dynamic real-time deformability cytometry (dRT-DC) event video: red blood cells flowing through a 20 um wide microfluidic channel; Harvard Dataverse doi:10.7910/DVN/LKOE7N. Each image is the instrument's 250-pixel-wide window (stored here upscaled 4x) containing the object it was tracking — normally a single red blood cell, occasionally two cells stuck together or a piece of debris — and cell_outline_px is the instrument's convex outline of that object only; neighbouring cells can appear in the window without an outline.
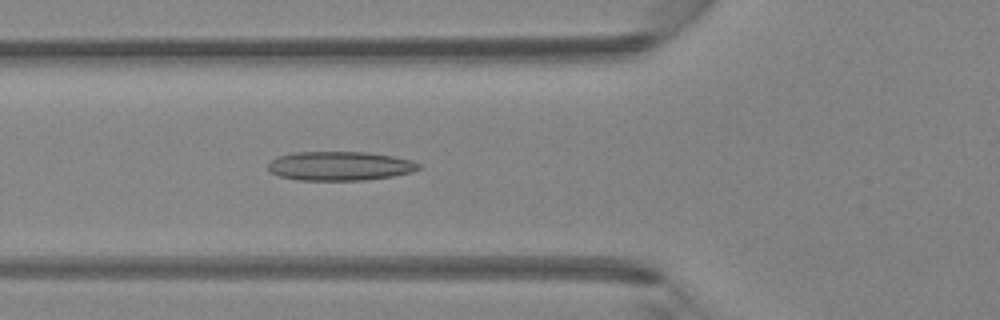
{"species": "Egyptian fruit bat (a non-hibernating species)", "species_latin": "Rousettus aegyptiacus", "temperature_condition": "room temperature", "stored_images_in_passage": 46, "camera_frame_rate_fps": 3000, "um_per_image_px": 0.085, "animal": {"sex": "female"}, "frame": {"image": 1, "passage_image": 16, "time_ms": 5.0, "image_size_px": [1000, 320], "cell_outline_px": [[420, 168], [412, 172], [392, 176], [364, 180], [296, 180], [280, 176], [272, 172], [268, 168], [268, 164], [272, 160], [280, 156], [292, 152], [368, 152], [392, 156], [412, 160], [420, 164]], "centroid_in_image_um": [28.9, 14.11], "position_along_channel_um": 96.9, "area_um2": 25.43}}
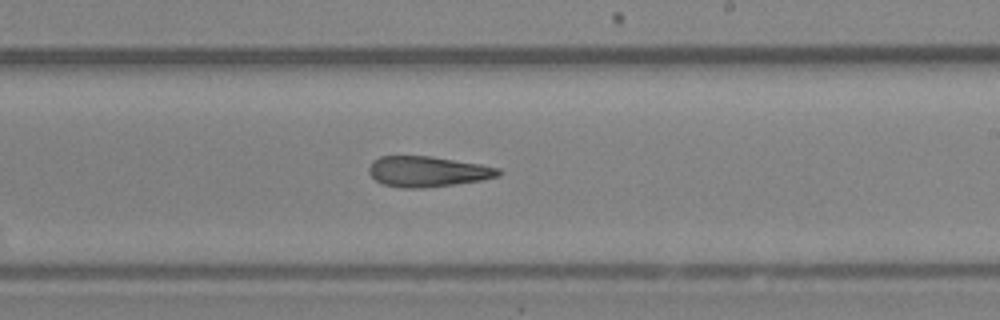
{"frame": {"image": 2, "passage_image": 27, "time_ms": 8.667, "image_size_px": [1000, 320], "cell_outline_px": [[504, 172], [500, 176], [480, 180], [424, 188], [400, 188], [384, 184], [376, 180], [368, 172], [368, 168], [372, 160], [380, 156], [432, 156], [480, 164], [500, 168]], "centroid_in_image_um": [36.35, 14.57], "position_along_channel_um": 252.7, "area_um2": 23.12}}
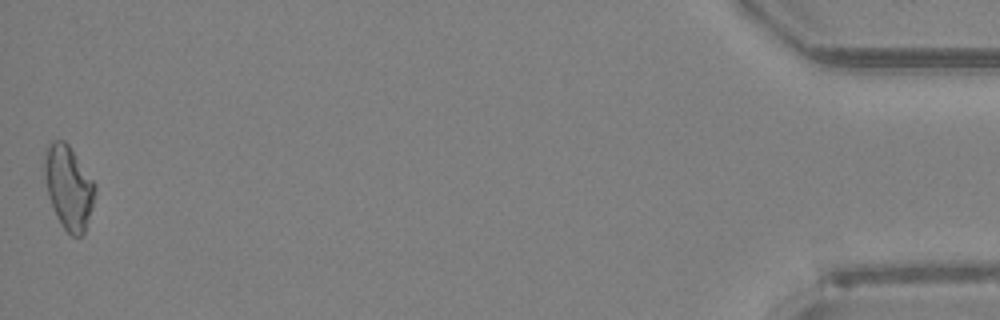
{"frame": {"image": 3, "passage_image": 46, "time_ms": 15.0, "image_size_px": [1000, 320], "cell_outline_px": [[96, 188], [92, 208], [84, 232], [80, 236], [72, 236], [64, 228], [56, 216], [48, 196], [44, 176], [44, 152], [48, 144], [52, 140], [64, 140], [68, 144], [96, 184]], "centroid_in_image_um": [5.82, 15.89], "position_along_channel_um": 429.4, "area_um2": 24.57}}